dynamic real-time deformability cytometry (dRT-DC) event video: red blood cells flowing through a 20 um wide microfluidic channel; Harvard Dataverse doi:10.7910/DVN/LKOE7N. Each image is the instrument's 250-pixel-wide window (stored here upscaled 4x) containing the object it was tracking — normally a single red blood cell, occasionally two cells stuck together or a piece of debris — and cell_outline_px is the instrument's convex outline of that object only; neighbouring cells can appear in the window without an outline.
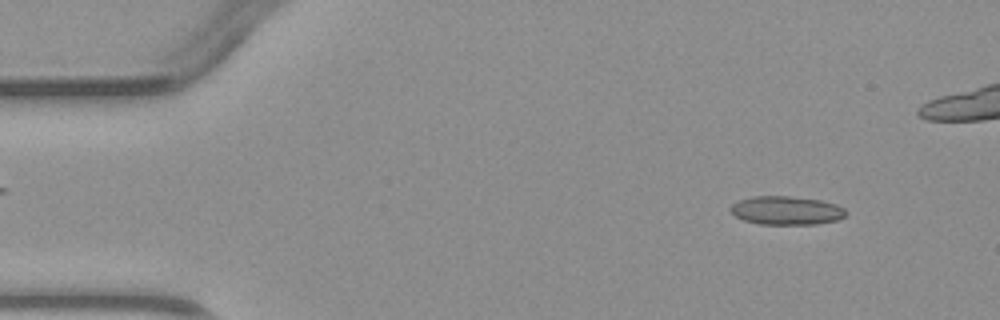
{"species": "common noctule bat (a hibernating species)", "species_latin": "Nyctalus noctula", "temperature_condition": "warm", "stored_images_in_passage": 4, "camera_frame_rate_fps": 3000, "um_per_image_px": 0.085, "animal": {"sex": "male", "body_mass_g": 23.1, "forearm_length_mm": 52.7}, "frame": {"image": 1, "passage_image": 1, "time_ms": 0.0, "image_size_px": [1000, 320], "cell_outline_px": [[848, 212], [844, 216], [836, 220], [816, 224], [760, 224], [744, 220], [736, 216], [728, 208], [732, 204], [740, 200], [752, 196], [788, 196], [820, 200], [836, 204], [844, 208]], "centroid_in_image_um": [66.84, 17.88], "position_along_channel_um": 18.2, "area_um2": 19.13}}